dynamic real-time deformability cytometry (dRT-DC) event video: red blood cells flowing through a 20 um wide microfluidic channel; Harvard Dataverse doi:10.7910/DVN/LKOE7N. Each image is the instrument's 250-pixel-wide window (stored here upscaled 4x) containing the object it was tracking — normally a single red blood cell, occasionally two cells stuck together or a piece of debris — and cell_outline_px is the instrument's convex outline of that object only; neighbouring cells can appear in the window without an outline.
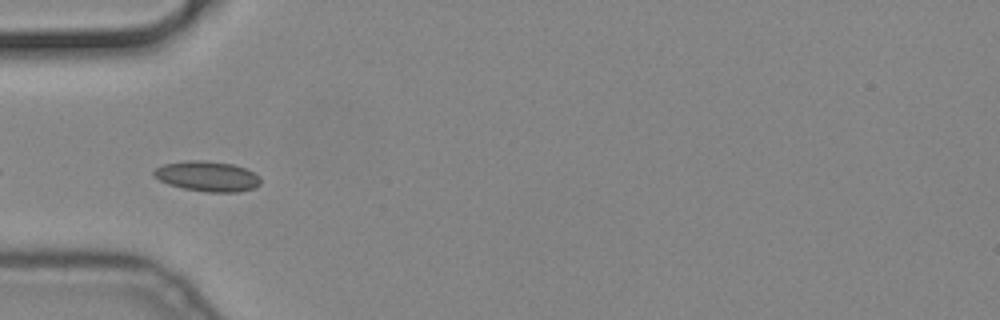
{"species": "common noctule bat (a hibernating species)", "species_latin": "Nyctalus noctula", "temperature_condition": "cold", "stored_images_in_passage": 5, "camera_frame_rate_fps": 3000, "um_per_image_px": 0.085, "animal": {"sex": "male", "body_mass_g": 19.2, "forearm_length_mm": 51.8}, "frame": {"image": 1, "passage_image": 2, "time_ms": 0.333, "image_size_px": [1000, 320], "cell_outline_px": [[260, 184], [252, 188], [240, 192], [208, 192], [184, 188], [168, 184], [152, 176], [152, 172], [156, 168], [164, 164], [184, 160], [208, 160], [232, 164], [244, 168], [260, 176]], "centroid_in_image_um": [17.6, 14.97], "position_along_channel_um": 67.4, "area_um2": 18.84}}